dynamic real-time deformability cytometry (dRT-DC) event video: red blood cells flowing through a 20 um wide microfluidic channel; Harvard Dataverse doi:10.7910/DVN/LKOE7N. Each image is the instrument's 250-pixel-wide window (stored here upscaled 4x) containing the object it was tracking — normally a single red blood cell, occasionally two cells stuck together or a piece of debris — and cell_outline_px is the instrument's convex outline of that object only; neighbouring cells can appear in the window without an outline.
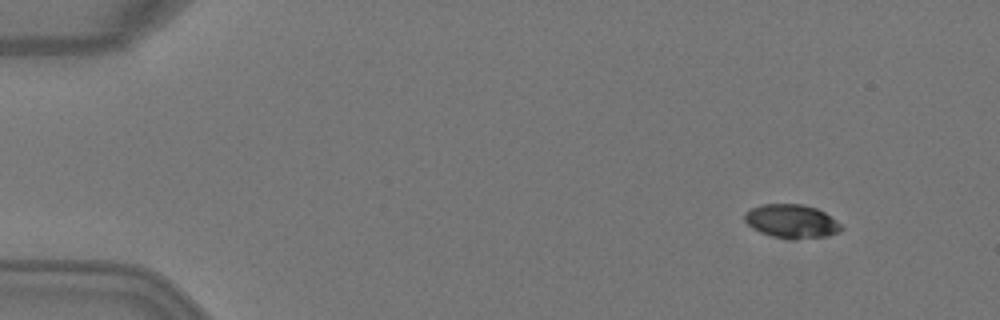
{"species": "Egyptian fruit bat (a non-hibernating species)", "species_latin": "Rousettus aegyptiacus", "temperature_condition": "warm", "stored_images_in_passage": 3, "camera_frame_rate_fps": 3000, "um_per_image_px": 0.085, "animal": {"sex": "female"}, "frame": {"image": 1, "passage_image": 1, "time_ms": 0.0, "image_size_px": [1000, 320], "cell_outline_px": [[844, 228], [840, 232], [828, 236], [792, 240], [772, 236], [760, 232], [752, 228], [744, 220], [744, 212], [752, 208], [764, 204], [804, 204], [816, 208], [824, 212], [836, 220]], "centroid_in_image_um": [67.3, 18.82], "position_along_channel_um": 17.7, "area_um2": 19.13}}
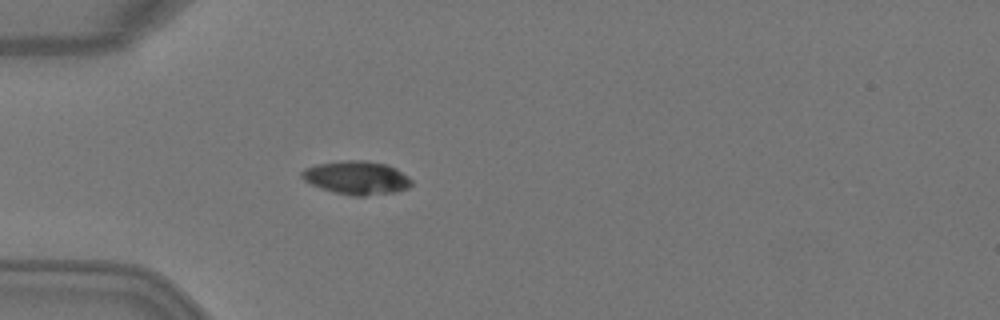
{"frame": {"image": 2, "passage_image": 3, "time_ms": 0.667, "image_size_px": [1000, 320], "cell_outline_px": [[412, 184], [408, 188], [396, 192], [364, 196], [352, 196], [332, 192], [320, 188], [304, 180], [300, 176], [300, 172], [304, 168], [316, 164], [340, 160], [364, 160], [388, 164], [396, 168], [408, 176], [412, 180]], "centroid_in_image_um": [30.3, 15.1], "position_along_channel_um": 54.7, "area_um2": 21.73}}